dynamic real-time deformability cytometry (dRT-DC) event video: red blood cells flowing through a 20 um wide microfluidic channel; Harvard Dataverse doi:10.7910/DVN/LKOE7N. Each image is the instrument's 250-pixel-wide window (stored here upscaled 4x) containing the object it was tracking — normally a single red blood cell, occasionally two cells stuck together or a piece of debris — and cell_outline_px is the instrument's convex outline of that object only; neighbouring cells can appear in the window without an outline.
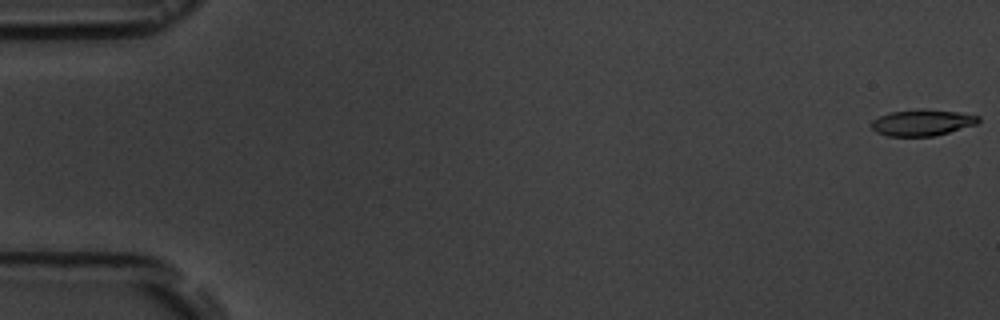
{"species": "common noctule bat (a hibernating species)", "species_latin": "Nyctalus noctula", "temperature_condition": "room temperature", "stored_images_in_passage": 7, "camera_frame_rate_fps": 3000, "um_per_image_px": 0.085, "animal": {"sex": "male", "body_mass_g": 19.5, "forearm_length_mm": 54.6}, "frame": {"image": 1, "passage_image": 1, "time_ms": 0.0, "image_size_px": [1000, 320], "cell_outline_px": [[980, 120], [976, 124], [948, 132], [932, 136], [888, 136], [876, 132], [872, 128], [872, 120], [880, 116], [892, 112], [924, 108], [956, 112], [980, 116]], "centroid_in_image_um": [78.38, 10.41], "position_along_channel_um": 6.6, "area_um2": 16.18}}
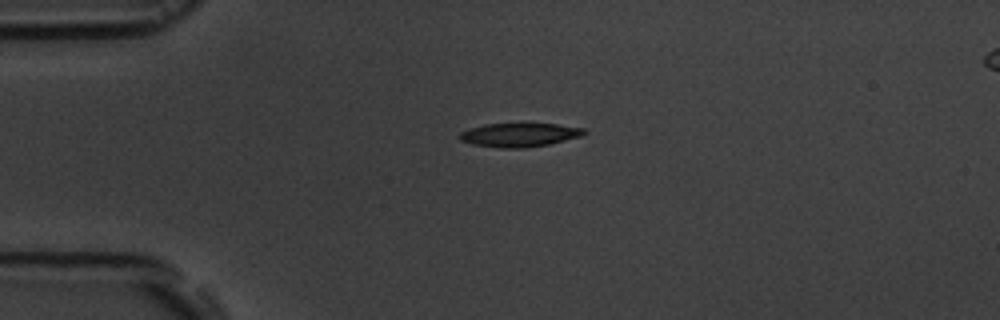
{"frame": {"image": 2, "passage_image": 5, "time_ms": 4.333, "image_size_px": [1000, 320], "cell_outline_px": [[588, 132], [584, 136], [548, 144], [524, 148], [500, 148], [472, 144], [460, 140], [460, 132], [468, 128], [484, 124], [556, 124], [584, 128]], "centroid_in_image_um": [44.17, 11.47], "position_along_channel_um": 40.8, "area_um2": 17.28}}
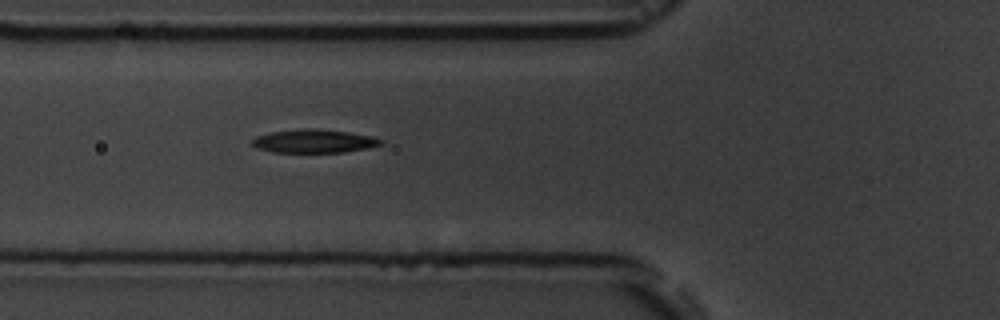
{"frame": {"image": 3, "passage_image": 7, "time_ms": 6.667, "image_size_px": [1000, 320], "cell_outline_px": [[384, 140], [380, 144], [368, 148], [344, 152], [272, 152], [256, 148], [252, 144], [252, 140], [256, 136], [272, 132], [308, 128], [312, 128], [348, 132], [372, 136]], "centroid_in_image_um": [26.68, 12.0], "position_along_channel_um": 99.1, "area_um2": 17.4}}